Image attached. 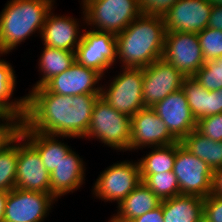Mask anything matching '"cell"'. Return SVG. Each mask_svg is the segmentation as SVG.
I'll list each match as a JSON object with an SVG mask.
<instances>
[{"mask_svg": "<svg viewBox=\"0 0 222 222\" xmlns=\"http://www.w3.org/2000/svg\"><path fill=\"white\" fill-rule=\"evenodd\" d=\"M101 94L63 96L43 86L26 95V113L20 131L83 138L89 128L92 109Z\"/></svg>", "mask_w": 222, "mask_h": 222, "instance_id": "cell-1", "label": "cell"}, {"mask_svg": "<svg viewBox=\"0 0 222 222\" xmlns=\"http://www.w3.org/2000/svg\"><path fill=\"white\" fill-rule=\"evenodd\" d=\"M165 35L163 16L141 13L116 35L119 67L144 68L162 58Z\"/></svg>", "mask_w": 222, "mask_h": 222, "instance_id": "cell-2", "label": "cell"}, {"mask_svg": "<svg viewBox=\"0 0 222 222\" xmlns=\"http://www.w3.org/2000/svg\"><path fill=\"white\" fill-rule=\"evenodd\" d=\"M56 0H10L0 12V52L8 53L38 35Z\"/></svg>", "mask_w": 222, "mask_h": 222, "instance_id": "cell-3", "label": "cell"}, {"mask_svg": "<svg viewBox=\"0 0 222 222\" xmlns=\"http://www.w3.org/2000/svg\"><path fill=\"white\" fill-rule=\"evenodd\" d=\"M97 142L119 151H129L131 140L130 117L119 113L101 96L95 101L89 128L82 139Z\"/></svg>", "mask_w": 222, "mask_h": 222, "instance_id": "cell-4", "label": "cell"}, {"mask_svg": "<svg viewBox=\"0 0 222 222\" xmlns=\"http://www.w3.org/2000/svg\"><path fill=\"white\" fill-rule=\"evenodd\" d=\"M81 8L88 29L114 35L121 33L141 14L139 0H91Z\"/></svg>", "mask_w": 222, "mask_h": 222, "instance_id": "cell-5", "label": "cell"}, {"mask_svg": "<svg viewBox=\"0 0 222 222\" xmlns=\"http://www.w3.org/2000/svg\"><path fill=\"white\" fill-rule=\"evenodd\" d=\"M101 88V97L119 113L130 118L145 108L143 102V68H122Z\"/></svg>", "mask_w": 222, "mask_h": 222, "instance_id": "cell-6", "label": "cell"}, {"mask_svg": "<svg viewBox=\"0 0 222 222\" xmlns=\"http://www.w3.org/2000/svg\"><path fill=\"white\" fill-rule=\"evenodd\" d=\"M141 182L138 161L124 160L100 172L91 192L99 200L109 203L116 201L118 205Z\"/></svg>", "mask_w": 222, "mask_h": 222, "instance_id": "cell-7", "label": "cell"}, {"mask_svg": "<svg viewBox=\"0 0 222 222\" xmlns=\"http://www.w3.org/2000/svg\"><path fill=\"white\" fill-rule=\"evenodd\" d=\"M173 173L177 177L180 195H196L205 198L212 193L213 170L176 142V158Z\"/></svg>", "mask_w": 222, "mask_h": 222, "instance_id": "cell-8", "label": "cell"}, {"mask_svg": "<svg viewBox=\"0 0 222 222\" xmlns=\"http://www.w3.org/2000/svg\"><path fill=\"white\" fill-rule=\"evenodd\" d=\"M75 60L102 76L117 64L116 35L93 29L83 30V35L75 51Z\"/></svg>", "mask_w": 222, "mask_h": 222, "instance_id": "cell-9", "label": "cell"}, {"mask_svg": "<svg viewBox=\"0 0 222 222\" xmlns=\"http://www.w3.org/2000/svg\"><path fill=\"white\" fill-rule=\"evenodd\" d=\"M162 58L184 76H193L204 64L197 33L166 32Z\"/></svg>", "mask_w": 222, "mask_h": 222, "instance_id": "cell-10", "label": "cell"}, {"mask_svg": "<svg viewBox=\"0 0 222 222\" xmlns=\"http://www.w3.org/2000/svg\"><path fill=\"white\" fill-rule=\"evenodd\" d=\"M55 202L50 193L14 188L8 192L3 222H44Z\"/></svg>", "mask_w": 222, "mask_h": 222, "instance_id": "cell-11", "label": "cell"}, {"mask_svg": "<svg viewBox=\"0 0 222 222\" xmlns=\"http://www.w3.org/2000/svg\"><path fill=\"white\" fill-rule=\"evenodd\" d=\"M184 75L163 58L143 68L144 107H153L169 94L182 89Z\"/></svg>", "mask_w": 222, "mask_h": 222, "instance_id": "cell-12", "label": "cell"}, {"mask_svg": "<svg viewBox=\"0 0 222 222\" xmlns=\"http://www.w3.org/2000/svg\"><path fill=\"white\" fill-rule=\"evenodd\" d=\"M131 140L129 151L166 146L178 142L166 124L151 107L139 110L130 118Z\"/></svg>", "mask_w": 222, "mask_h": 222, "instance_id": "cell-13", "label": "cell"}, {"mask_svg": "<svg viewBox=\"0 0 222 222\" xmlns=\"http://www.w3.org/2000/svg\"><path fill=\"white\" fill-rule=\"evenodd\" d=\"M15 188L50 193V174L38 151L21 134L18 135Z\"/></svg>", "mask_w": 222, "mask_h": 222, "instance_id": "cell-14", "label": "cell"}, {"mask_svg": "<svg viewBox=\"0 0 222 222\" xmlns=\"http://www.w3.org/2000/svg\"><path fill=\"white\" fill-rule=\"evenodd\" d=\"M102 79L103 76L99 72L75 60L70 68L49 79L43 87L51 93L63 96L101 94Z\"/></svg>", "mask_w": 222, "mask_h": 222, "instance_id": "cell-15", "label": "cell"}, {"mask_svg": "<svg viewBox=\"0 0 222 222\" xmlns=\"http://www.w3.org/2000/svg\"><path fill=\"white\" fill-rule=\"evenodd\" d=\"M212 7L206 0H178L163 16L166 32L200 33L207 28Z\"/></svg>", "mask_w": 222, "mask_h": 222, "instance_id": "cell-16", "label": "cell"}, {"mask_svg": "<svg viewBox=\"0 0 222 222\" xmlns=\"http://www.w3.org/2000/svg\"><path fill=\"white\" fill-rule=\"evenodd\" d=\"M53 9L54 7L49 11L39 36L42 38V44L51 48L75 52L83 35L81 30H84L79 26H85L83 9H81L83 13L81 24L84 23V25H79V20L73 16L54 14Z\"/></svg>", "mask_w": 222, "mask_h": 222, "instance_id": "cell-17", "label": "cell"}, {"mask_svg": "<svg viewBox=\"0 0 222 222\" xmlns=\"http://www.w3.org/2000/svg\"><path fill=\"white\" fill-rule=\"evenodd\" d=\"M152 109L178 141L197 128V121L191 113L182 89L169 94L165 99L156 103Z\"/></svg>", "mask_w": 222, "mask_h": 222, "instance_id": "cell-18", "label": "cell"}, {"mask_svg": "<svg viewBox=\"0 0 222 222\" xmlns=\"http://www.w3.org/2000/svg\"><path fill=\"white\" fill-rule=\"evenodd\" d=\"M76 151L70 150L50 174V194L58 200L75 192L85 183L86 164Z\"/></svg>", "mask_w": 222, "mask_h": 222, "instance_id": "cell-19", "label": "cell"}, {"mask_svg": "<svg viewBox=\"0 0 222 222\" xmlns=\"http://www.w3.org/2000/svg\"><path fill=\"white\" fill-rule=\"evenodd\" d=\"M182 90L185 92L188 106L196 121L222 113V88L209 91L201 86L194 76H185Z\"/></svg>", "mask_w": 222, "mask_h": 222, "instance_id": "cell-20", "label": "cell"}, {"mask_svg": "<svg viewBox=\"0 0 222 222\" xmlns=\"http://www.w3.org/2000/svg\"><path fill=\"white\" fill-rule=\"evenodd\" d=\"M20 134L38 151L49 174L55 170L62 158L72 149L68 143L62 142L63 139H74L71 136L44 134L36 131H20ZM61 138L62 141H60Z\"/></svg>", "mask_w": 222, "mask_h": 222, "instance_id": "cell-21", "label": "cell"}, {"mask_svg": "<svg viewBox=\"0 0 222 222\" xmlns=\"http://www.w3.org/2000/svg\"><path fill=\"white\" fill-rule=\"evenodd\" d=\"M161 199L141 182L118 205L112 218L116 222H130L161 204Z\"/></svg>", "mask_w": 222, "mask_h": 222, "instance_id": "cell-22", "label": "cell"}, {"mask_svg": "<svg viewBox=\"0 0 222 222\" xmlns=\"http://www.w3.org/2000/svg\"><path fill=\"white\" fill-rule=\"evenodd\" d=\"M203 200L196 195H178L162 200L164 222H202Z\"/></svg>", "mask_w": 222, "mask_h": 222, "instance_id": "cell-23", "label": "cell"}, {"mask_svg": "<svg viewBox=\"0 0 222 222\" xmlns=\"http://www.w3.org/2000/svg\"><path fill=\"white\" fill-rule=\"evenodd\" d=\"M7 54L0 52V57ZM16 78L11 63L0 58V106L7 113L18 116L23 121L26 113V95L12 99L16 91L14 90L17 83Z\"/></svg>", "mask_w": 222, "mask_h": 222, "instance_id": "cell-24", "label": "cell"}, {"mask_svg": "<svg viewBox=\"0 0 222 222\" xmlns=\"http://www.w3.org/2000/svg\"><path fill=\"white\" fill-rule=\"evenodd\" d=\"M43 46L37 63L42 76H39V80L30 89L42 87L49 79L66 71L75 62V52Z\"/></svg>", "mask_w": 222, "mask_h": 222, "instance_id": "cell-25", "label": "cell"}, {"mask_svg": "<svg viewBox=\"0 0 222 222\" xmlns=\"http://www.w3.org/2000/svg\"><path fill=\"white\" fill-rule=\"evenodd\" d=\"M180 142L191 154L206 162L213 171L222 167V141H213L194 129Z\"/></svg>", "mask_w": 222, "mask_h": 222, "instance_id": "cell-26", "label": "cell"}, {"mask_svg": "<svg viewBox=\"0 0 222 222\" xmlns=\"http://www.w3.org/2000/svg\"><path fill=\"white\" fill-rule=\"evenodd\" d=\"M152 149L138 160L140 174H158L173 171L176 158V142L166 146L150 147Z\"/></svg>", "mask_w": 222, "mask_h": 222, "instance_id": "cell-27", "label": "cell"}, {"mask_svg": "<svg viewBox=\"0 0 222 222\" xmlns=\"http://www.w3.org/2000/svg\"><path fill=\"white\" fill-rule=\"evenodd\" d=\"M18 160V136L0 152V191L15 188Z\"/></svg>", "mask_w": 222, "mask_h": 222, "instance_id": "cell-28", "label": "cell"}, {"mask_svg": "<svg viewBox=\"0 0 222 222\" xmlns=\"http://www.w3.org/2000/svg\"><path fill=\"white\" fill-rule=\"evenodd\" d=\"M141 180L161 200L180 195V187L173 171L141 174Z\"/></svg>", "mask_w": 222, "mask_h": 222, "instance_id": "cell-29", "label": "cell"}, {"mask_svg": "<svg viewBox=\"0 0 222 222\" xmlns=\"http://www.w3.org/2000/svg\"><path fill=\"white\" fill-rule=\"evenodd\" d=\"M209 91L222 88V63L219 59L206 61L193 75Z\"/></svg>", "mask_w": 222, "mask_h": 222, "instance_id": "cell-30", "label": "cell"}, {"mask_svg": "<svg viewBox=\"0 0 222 222\" xmlns=\"http://www.w3.org/2000/svg\"><path fill=\"white\" fill-rule=\"evenodd\" d=\"M205 61L218 59L222 56V31L205 28L197 34Z\"/></svg>", "mask_w": 222, "mask_h": 222, "instance_id": "cell-31", "label": "cell"}, {"mask_svg": "<svg viewBox=\"0 0 222 222\" xmlns=\"http://www.w3.org/2000/svg\"><path fill=\"white\" fill-rule=\"evenodd\" d=\"M21 125L22 120L13 114L0 117V152L20 134Z\"/></svg>", "mask_w": 222, "mask_h": 222, "instance_id": "cell-32", "label": "cell"}, {"mask_svg": "<svg viewBox=\"0 0 222 222\" xmlns=\"http://www.w3.org/2000/svg\"><path fill=\"white\" fill-rule=\"evenodd\" d=\"M196 129L213 141H222V113L199 119Z\"/></svg>", "mask_w": 222, "mask_h": 222, "instance_id": "cell-33", "label": "cell"}, {"mask_svg": "<svg viewBox=\"0 0 222 222\" xmlns=\"http://www.w3.org/2000/svg\"><path fill=\"white\" fill-rule=\"evenodd\" d=\"M203 221L222 222V198L209 194L203 200Z\"/></svg>", "mask_w": 222, "mask_h": 222, "instance_id": "cell-34", "label": "cell"}, {"mask_svg": "<svg viewBox=\"0 0 222 222\" xmlns=\"http://www.w3.org/2000/svg\"><path fill=\"white\" fill-rule=\"evenodd\" d=\"M177 1L178 0H139V7L142 14L164 16Z\"/></svg>", "mask_w": 222, "mask_h": 222, "instance_id": "cell-35", "label": "cell"}, {"mask_svg": "<svg viewBox=\"0 0 222 222\" xmlns=\"http://www.w3.org/2000/svg\"><path fill=\"white\" fill-rule=\"evenodd\" d=\"M130 222H164L162 213V201L160 206H158L157 208L148 211L147 213L131 220Z\"/></svg>", "mask_w": 222, "mask_h": 222, "instance_id": "cell-36", "label": "cell"}, {"mask_svg": "<svg viewBox=\"0 0 222 222\" xmlns=\"http://www.w3.org/2000/svg\"><path fill=\"white\" fill-rule=\"evenodd\" d=\"M207 27L222 31V5L212 7Z\"/></svg>", "mask_w": 222, "mask_h": 222, "instance_id": "cell-37", "label": "cell"}, {"mask_svg": "<svg viewBox=\"0 0 222 222\" xmlns=\"http://www.w3.org/2000/svg\"><path fill=\"white\" fill-rule=\"evenodd\" d=\"M222 198V167L213 171L212 193Z\"/></svg>", "mask_w": 222, "mask_h": 222, "instance_id": "cell-38", "label": "cell"}, {"mask_svg": "<svg viewBox=\"0 0 222 222\" xmlns=\"http://www.w3.org/2000/svg\"><path fill=\"white\" fill-rule=\"evenodd\" d=\"M8 192L9 191H0V222L4 220Z\"/></svg>", "mask_w": 222, "mask_h": 222, "instance_id": "cell-39", "label": "cell"}, {"mask_svg": "<svg viewBox=\"0 0 222 222\" xmlns=\"http://www.w3.org/2000/svg\"><path fill=\"white\" fill-rule=\"evenodd\" d=\"M212 6H220L222 5V0H206Z\"/></svg>", "mask_w": 222, "mask_h": 222, "instance_id": "cell-40", "label": "cell"}, {"mask_svg": "<svg viewBox=\"0 0 222 222\" xmlns=\"http://www.w3.org/2000/svg\"><path fill=\"white\" fill-rule=\"evenodd\" d=\"M7 112L0 106V117H4Z\"/></svg>", "mask_w": 222, "mask_h": 222, "instance_id": "cell-41", "label": "cell"}, {"mask_svg": "<svg viewBox=\"0 0 222 222\" xmlns=\"http://www.w3.org/2000/svg\"><path fill=\"white\" fill-rule=\"evenodd\" d=\"M89 1H91V0H82L81 1V4H82L81 6L84 7Z\"/></svg>", "mask_w": 222, "mask_h": 222, "instance_id": "cell-42", "label": "cell"}, {"mask_svg": "<svg viewBox=\"0 0 222 222\" xmlns=\"http://www.w3.org/2000/svg\"><path fill=\"white\" fill-rule=\"evenodd\" d=\"M108 222H116L112 218H109Z\"/></svg>", "mask_w": 222, "mask_h": 222, "instance_id": "cell-43", "label": "cell"}, {"mask_svg": "<svg viewBox=\"0 0 222 222\" xmlns=\"http://www.w3.org/2000/svg\"><path fill=\"white\" fill-rule=\"evenodd\" d=\"M218 59H219V60L221 61V63H222V56H220Z\"/></svg>", "mask_w": 222, "mask_h": 222, "instance_id": "cell-44", "label": "cell"}]
</instances>
